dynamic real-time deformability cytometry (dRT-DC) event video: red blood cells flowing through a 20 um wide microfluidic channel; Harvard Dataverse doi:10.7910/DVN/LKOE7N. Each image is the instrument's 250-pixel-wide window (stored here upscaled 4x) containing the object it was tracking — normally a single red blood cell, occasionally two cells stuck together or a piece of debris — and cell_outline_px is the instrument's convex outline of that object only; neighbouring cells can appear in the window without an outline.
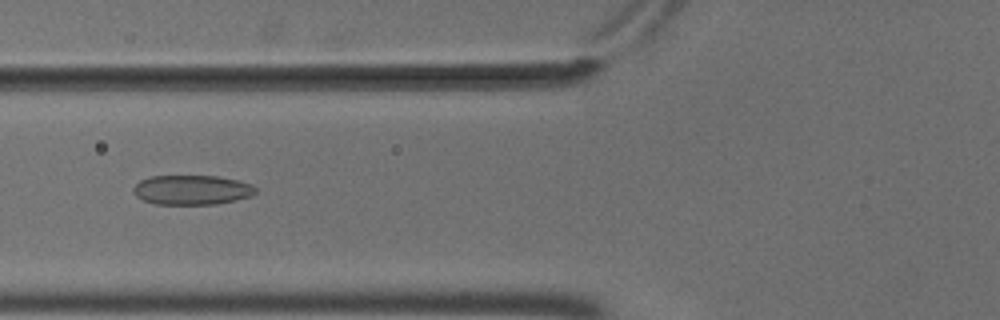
{"species": "common noctule bat (a hibernating species)", "species_latin": "Nyctalus noctula", "temperature_condition": "cold", "stored_images_in_passage": 55, "camera_frame_rate_fps": 3000, "um_per_image_px": 0.085, "animal": {"sex": "male", "body_mass_g": 18.8}, "frame": {"image": 1, "passage_image": 22, "time_ms": 7.0, "image_size_px": [1000, 320], "cell_outline_px": [[256, 192], [252, 196], [236, 200], [216, 204], [156, 204], [144, 200], [136, 196], [132, 192], [132, 188], [140, 180], [152, 176], [216, 176], [236, 180], [252, 184], [256, 188]], "centroid_in_image_um": [16.31, 16.14], "position_along_channel_um": 109.5, "area_um2": 21.1}}
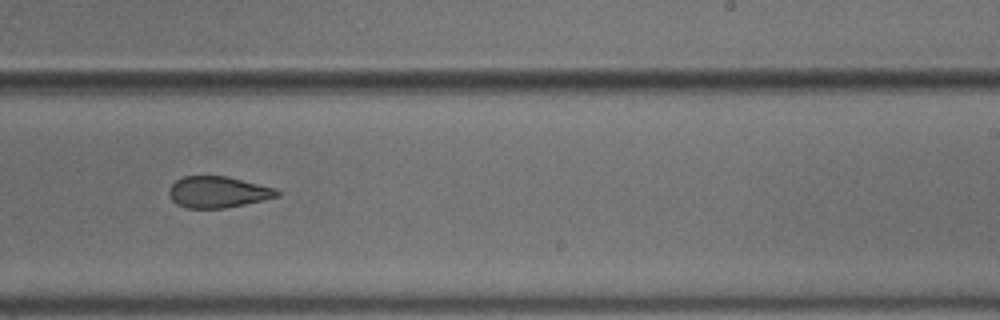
{"frame": {"image": 2, "passage_image": 35, "time_ms": 11.333, "image_size_px": [1000, 320], "cell_outline_px": [[280, 196], [264, 200], [224, 208], [184, 208], [176, 204], [168, 196], [168, 188], [176, 180], [184, 176], [228, 176], [276, 188], [280, 192]], "centroid_in_image_um": [18.51, 16.32], "position_along_channel_um": 270.5, "area_um2": 19.94}}
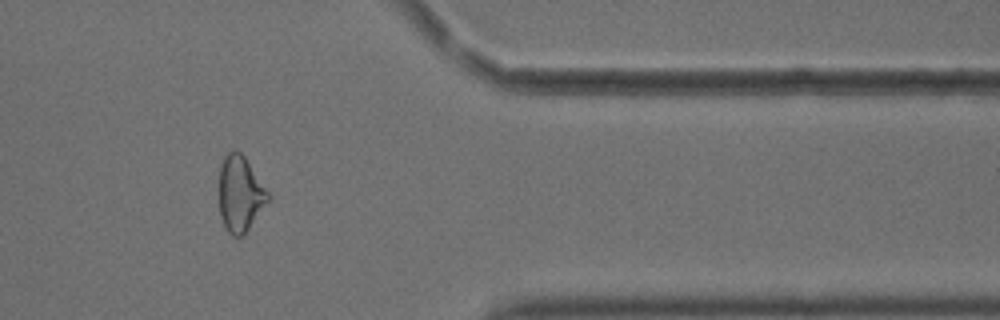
{"frame": {"image": 3, "passage_image": 46, "time_ms": 15.0, "image_size_px": [1000, 320], "cell_outline_px": [[272, 196], [248, 228], [240, 236], [232, 236], [228, 232], [220, 216], [220, 164], [224, 156], [228, 152], [240, 152], [244, 156]], "centroid_in_image_um": [20.42, 16.46], "position_along_channel_um": 391.0, "area_um2": 21.21}, "authors_computed_cell_mechanics": {"area_um2": 23.12, "velocity_mm_per_s": 3.7023, "shape_relaxation_time_tau1_ms": null, "shape_relaxation_time_tau2_ms": 2.4653, "deformation_change_tau1": null, "deformation_change_tau2": 0.0923}}